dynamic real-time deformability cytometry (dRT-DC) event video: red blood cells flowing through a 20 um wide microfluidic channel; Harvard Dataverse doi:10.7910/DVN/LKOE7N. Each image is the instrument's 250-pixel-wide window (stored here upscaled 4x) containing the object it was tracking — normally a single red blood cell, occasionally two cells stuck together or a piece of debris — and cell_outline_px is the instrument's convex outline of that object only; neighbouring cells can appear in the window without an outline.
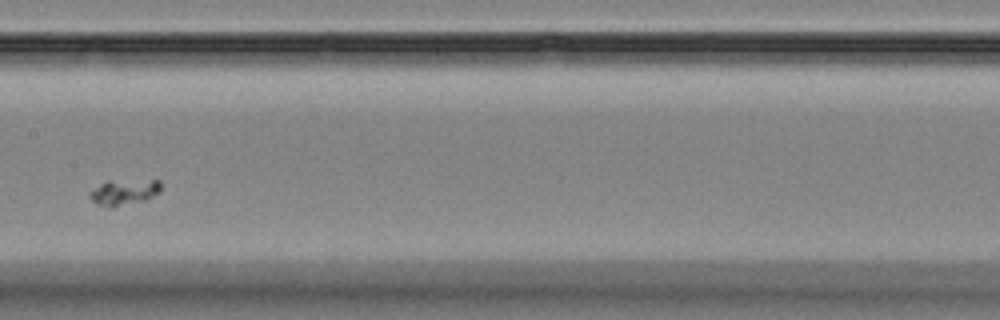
{"species": "Egyptian fruit bat (a non-hibernating species)", "species_latin": "Rousettus aegyptiacus", "temperature_condition": "room temperature", "stored_images_in_passage": 9, "camera_frame_rate_fps": 3000, "um_per_image_px": 0.085, "animal": {"sex": "female"}, "frame": {"image": 1, "passage_image": 6, "time_ms": 6.0, "image_size_px": [1000, 320], "cell_outline_px": [[160, 192], [148, 200], [112, 208], [108, 208], [96, 204], [88, 196], [88, 192], [100, 184], [108, 180], [160, 180]], "centroid_in_image_um": [10.53, 16.35], "position_along_channel_um": 196.9, "area_um2": 11.04}}
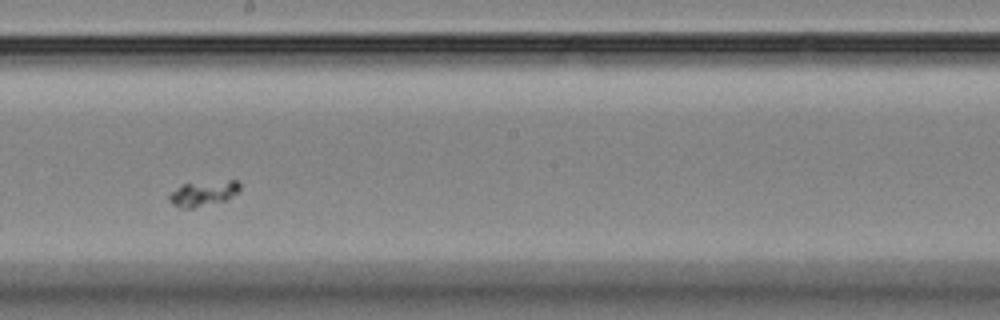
{"frame": {"image": 2, "passage_image": 7, "time_ms": 7.0, "image_size_px": [1000, 320], "cell_outline_px": [[240, 188], [232, 196], [224, 200], [192, 208], [180, 208], [172, 204], [168, 200], [168, 192], [180, 184], [228, 180], [240, 180]], "centroid_in_image_um": [17.21, 16.42], "position_along_channel_um": 231.0, "area_um2": 10.46}}
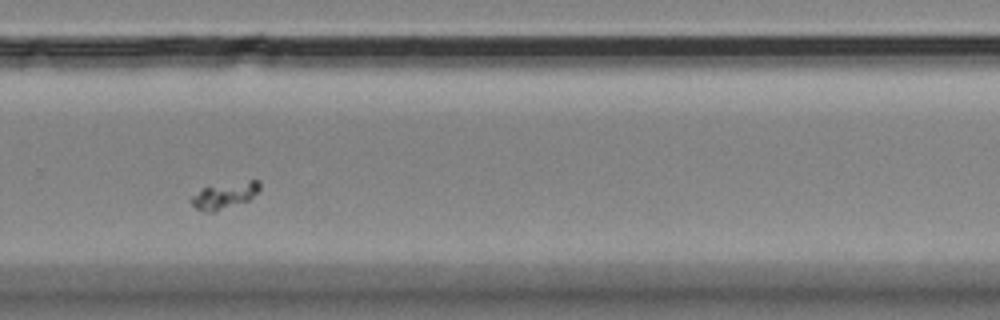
{"frame": {"image": 3, "passage_image": 9, "time_ms": 9.333, "image_size_px": [1000, 320], "cell_outline_px": [[260, 188], [248, 200], [216, 212], [204, 212], [196, 208], [188, 200], [192, 196], [204, 188], [248, 180], [260, 180]], "centroid_in_image_um": [19.07, 16.63], "position_along_channel_um": 310.7, "area_um2": 10.29}}